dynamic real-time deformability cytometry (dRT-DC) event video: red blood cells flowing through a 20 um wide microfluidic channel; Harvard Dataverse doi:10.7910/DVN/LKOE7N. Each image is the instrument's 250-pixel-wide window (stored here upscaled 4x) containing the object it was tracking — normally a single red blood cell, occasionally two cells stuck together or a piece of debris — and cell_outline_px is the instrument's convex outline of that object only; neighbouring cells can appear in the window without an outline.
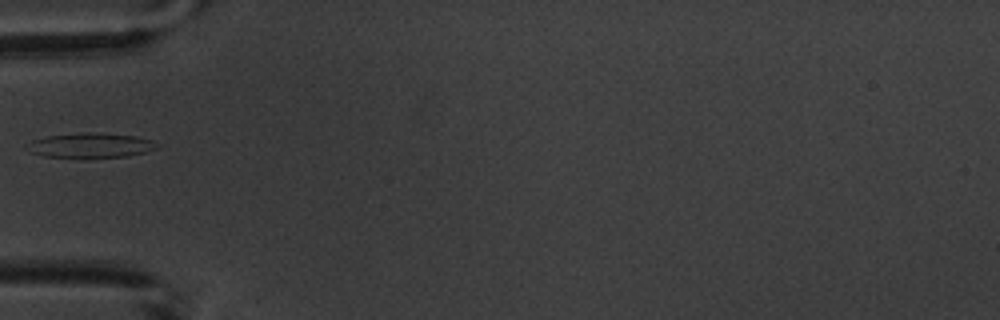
{"species": "common noctule bat (a hibernating species)", "species_latin": "Nyctalus noctula", "temperature_condition": "warm", "stored_images_in_passage": 6, "camera_frame_rate_fps": 3000, "um_per_image_px": 0.085, "animal": {"sex": "male", "body_mass_g": 20.1, "forearm_length_mm": 53.5}, "frame": {"image": 1, "passage_image": 5, "time_ms": 4.667, "image_size_px": [1000, 320], "cell_outline_px": [[160, 148], [128, 156], [44, 156], [32, 152], [24, 144], [32, 140], [44, 136], [80, 132], [88, 132], [136, 136], [152, 140], [160, 144]], "centroid_in_image_um": [7.72, 12.32], "position_along_channel_um": 77.3, "area_um2": 18.44}}